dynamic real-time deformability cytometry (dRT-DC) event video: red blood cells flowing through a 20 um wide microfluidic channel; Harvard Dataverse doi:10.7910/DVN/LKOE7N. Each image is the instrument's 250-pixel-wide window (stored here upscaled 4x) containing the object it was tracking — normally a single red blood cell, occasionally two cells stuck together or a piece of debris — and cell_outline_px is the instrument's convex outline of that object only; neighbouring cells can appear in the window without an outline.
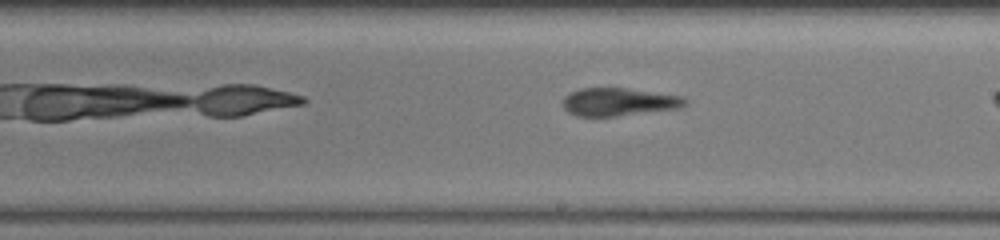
{"species": "common noctule bat (a hibernating species)", "species_latin": "Nyctalus noctula", "temperature_condition": "warm", "stored_images_in_passage": 32, "camera_frame_rate_fps": 3000, "um_per_image_px": 0.085, "animal": {"sex": "female", "body_mass_g": 19.5, "forearm_length_mm": 54.1}, "frame": {"image": 1, "passage_image": 19, "time_ms": 6.0, "image_size_px": [1000, 240], "cell_outline_px": [[688, 104], [680, 108], [616, 116], [576, 116], [568, 112], [564, 108], [564, 96], [580, 88], [624, 88], [684, 96], [688, 100]], "centroid_in_image_um": [52.64, 8.66], "position_along_channel_um": 236.4, "area_um2": 19.88}}
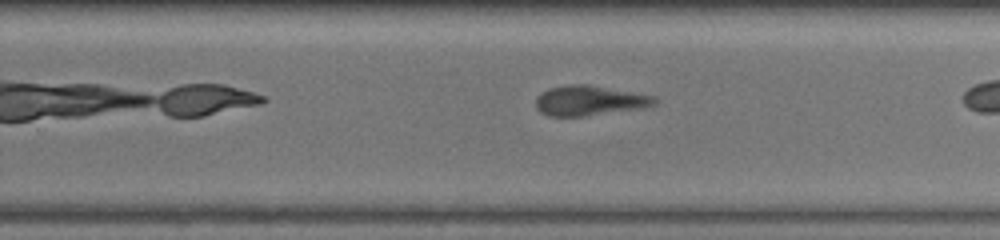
{"frame": {"image": 2, "passage_image": 23, "time_ms": 7.333, "image_size_px": [1000, 240], "cell_outline_px": [[660, 100], [656, 104], [644, 108], [584, 116], [548, 116], [540, 112], [536, 108], [536, 96], [540, 92], [548, 88], [568, 84], [588, 84], [656, 96]], "centroid_in_image_um": [50.11, 8.54], "position_along_channel_um": 279.7, "area_um2": 21.1}}